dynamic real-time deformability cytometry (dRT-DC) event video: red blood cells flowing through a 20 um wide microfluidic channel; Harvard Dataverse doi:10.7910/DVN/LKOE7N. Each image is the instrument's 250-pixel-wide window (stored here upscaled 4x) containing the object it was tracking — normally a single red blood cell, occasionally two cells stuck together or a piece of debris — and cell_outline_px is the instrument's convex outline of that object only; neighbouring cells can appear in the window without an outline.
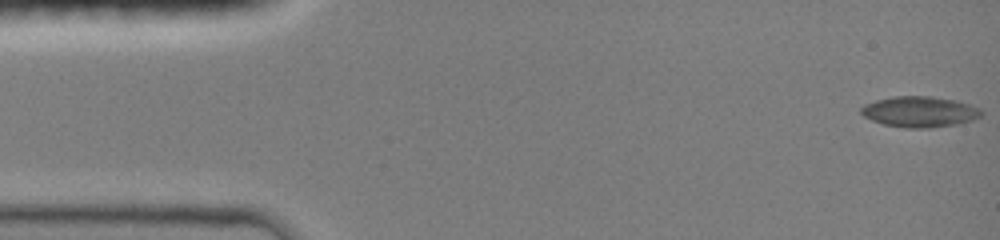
{"species": "common noctule bat (a hibernating species)", "species_latin": "Nyctalus noctula", "temperature_condition": "room temperature", "stored_images_in_passage": 42, "camera_frame_rate_fps": 3000, "um_per_image_px": 0.085, "animal": {"sex": "female", "body_mass_g": 19.0, "forearm_length_mm": 51.5}, "frame": {"image": 1, "passage_image": 1, "time_ms": 0.0, "image_size_px": [1000, 240], "cell_outline_px": [[984, 112], [980, 116], [972, 120], [956, 124], [928, 128], [904, 128], [884, 124], [872, 120], [864, 116], [860, 112], [860, 108], [864, 104], [876, 100], [892, 96], [932, 96], [956, 100], [980, 108]], "centroid_in_image_um": [78.16, 9.49], "position_along_channel_um": 6.8, "area_um2": 21.62}}
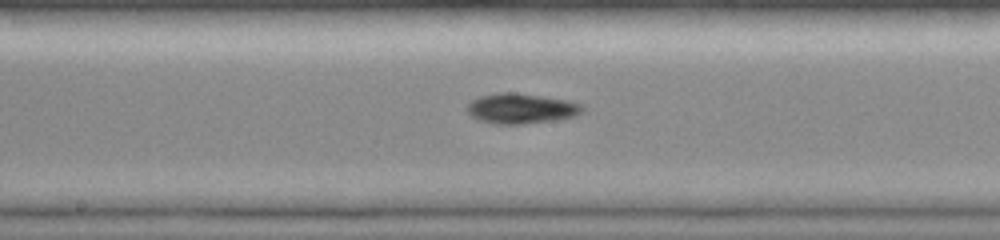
{"frame": {"image": 2, "passage_image": 24, "time_ms": 7.667, "image_size_px": [1000, 240], "cell_outline_px": [[584, 108], [576, 116], [556, 120], [520, 124], [496, 124], [480, 120], [472, 116], [468, 112], [468, 104], [472, 100], [480, 96], [500, 92], [512, 92], [568, 100], [580, 104]], "centroid_in_image_um": [44.3, 9.22], "position_along_channel_um": 203.9, "area_um2": 20.06}}
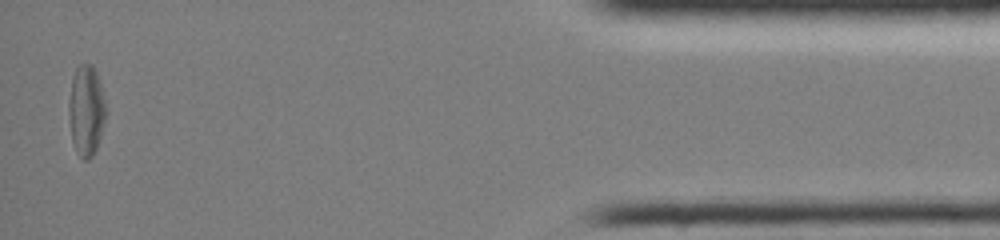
{"frame": {"image": 3, "passage_image": 42, "time_ms": 14.667, "image_size_px": [1000, 240], "cell_outline_px": [[108, 112], [96, 148], [92, 156], [88, 160], [84, 160], [76, 152], [72, 140], [68, 112], [68, 104], [72, 76], [76, 68], [80, 64], [92, 64], [100, 80]], "centroid_in_image_um": [7.34, 9.37], "position_along_channel_um": 427.9, "area_um2": 19.88}, "authors_computed_cell_mechanics": {"area_um2": 19.4208, "velocity_mm_per_s": 4.1507, "shape_relaxation_time_tau1_ms": 2.7573, "shape_relaxation_time_tau2_ms": null, "deformation_change_tau1": 0.122, "deformation_change_tau2": null}}